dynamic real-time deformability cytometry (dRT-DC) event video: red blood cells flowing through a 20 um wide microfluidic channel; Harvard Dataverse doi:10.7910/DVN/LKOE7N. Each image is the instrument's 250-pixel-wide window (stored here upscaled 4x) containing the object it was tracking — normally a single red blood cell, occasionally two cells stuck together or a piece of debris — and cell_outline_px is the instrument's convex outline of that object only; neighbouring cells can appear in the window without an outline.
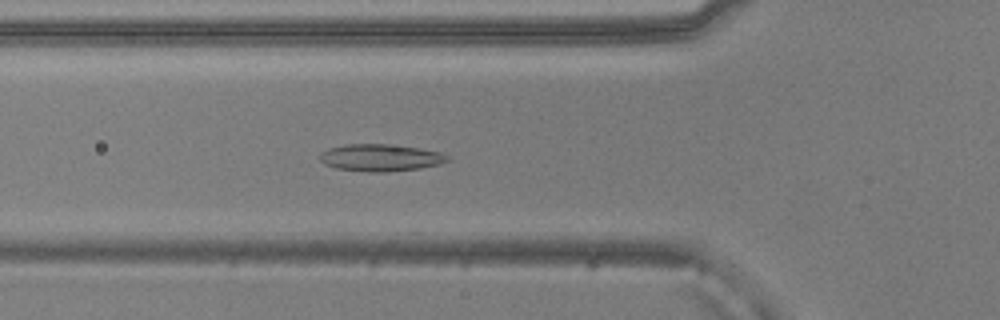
{"species": "common noctule bat (a hibernating species)", "species_latin": "Nyctalus noctula", "temperature_condition": "warm", "stored_images_in_passage": 50, "camera_frame_rate_fps": 3000, "um_per_image_px": 0.085, "animal": {"sex": "male", "body_mass_g": 20.5, "forearm_length_mm": 52.5}, "frame": {"image": 1, "passage_image": 16, "time_ms": 5.0, "image_size_px": [1000, 320], "cell_outline_px": [[452, 160], [440, 164], [420, 168], [388, 172], [368, 172], [336, 168], [324, 164], [320, 160], [320, 152], [328, 148], [344, 144], [388, 144], [420, 148], [440, 152], [448, 156]], "centroid_in_image_um": [32.34, 13.4], "position_along_channel_um": 93.5, "area_um2": 20.35}}
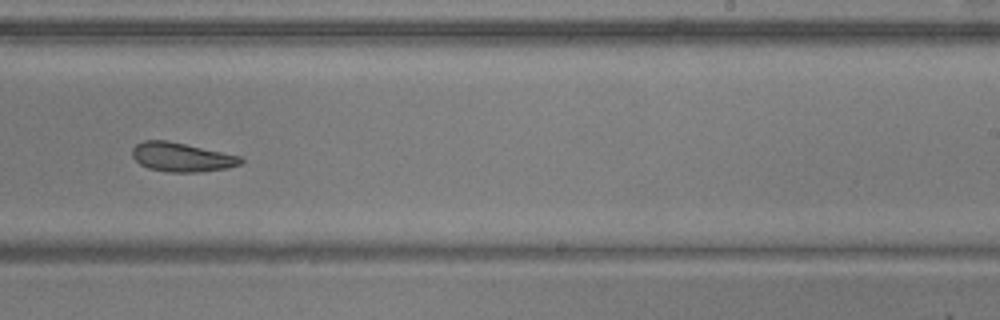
{"frame": {"image": 2, "passage_image": 30, "time_ms": 9.667, "image_size_px": [1000, 320], "cell_outline_px": [[244, 160], [240, 164], [228, 168], [200, 172], [168, 172], [148, 168], [140, 164], [132, 156], [132, 148], [136, 144], [144, 140], [168, 140], [240, 156]], "centroid_in_image_um": [15.42, 13.36], "position_along_channel_um": 273.6, "area_um2": 18.38}}
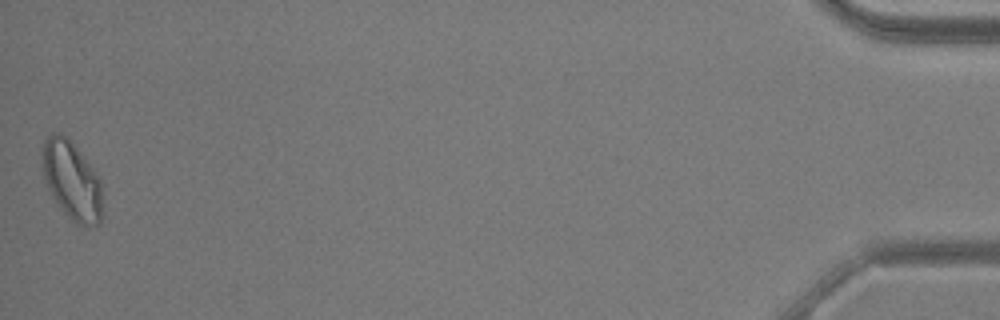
{"frame": {"image": 3, "passage_image": 50, "time_ms": 16.333, "image_size_px": [1000, 320], "cell_outline_px": [[104, 216], [100, 224], [88, 228], [76, 224], [56, 204], [48, 188], [44, 176], [44, 140], [52, 132], [60, 132], [68, 136], [100, 176]], "centroid_in_image_um": [6.18, 15.39], "position_along_channel_um": 429.0, "area_um2": 28.09}, "authors_computed_cell_mechanics": {"area_um2": 20.3456, "velocity_mm_per_s": 3.8521, "shape_relaxation_time_tau1_ms": 10.4711, "shape_relaxation_time_tau2_ms": 2.99, "deformation_change_tau1": 0.1573, "deformation_change_tau2": 0.081}}